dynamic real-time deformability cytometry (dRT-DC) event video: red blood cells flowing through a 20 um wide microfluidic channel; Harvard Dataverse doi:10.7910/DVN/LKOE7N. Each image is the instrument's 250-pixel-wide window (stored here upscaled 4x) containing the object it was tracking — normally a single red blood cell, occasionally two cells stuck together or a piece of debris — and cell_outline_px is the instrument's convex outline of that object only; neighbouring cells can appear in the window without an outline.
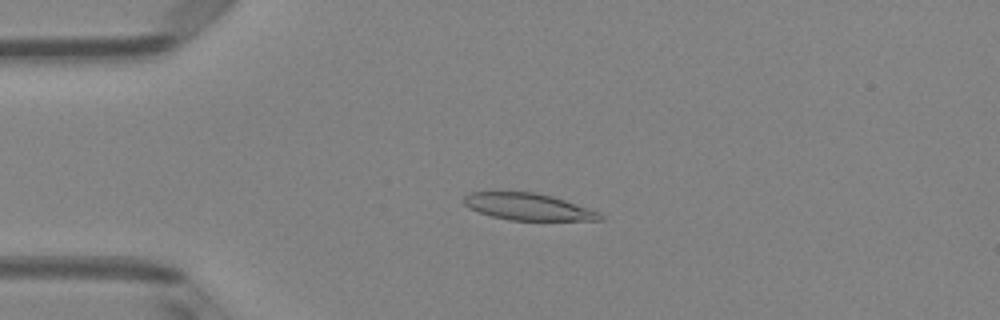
{"species": "Egyptian fruit bat (a non-hibernating species)", "species_latin": "Rousettus aegyptiacus", "temperature_condition": "room temperature", "stored_images_in_passage": 50, "camera_frame_rate_fps": 3000, "um_per_image_px": 0.085, "animal": {"sex": "female"}, "frame": {"image": 1, "passage_image": 12, "time_ms": 3.667, "image_size_px": [1000, 320], "cell_outline_px": [[604, 220], [508, 220], [492, 216], [468, 208], [464, 204], [464, 196], [468, 192], [536, 192], [552, 196], [600, 212], [604, 216]], "centroid_in_image_um": [44.89, 17.57], "position_along_channel_um": 40.1, "area_um2": 21.21}}
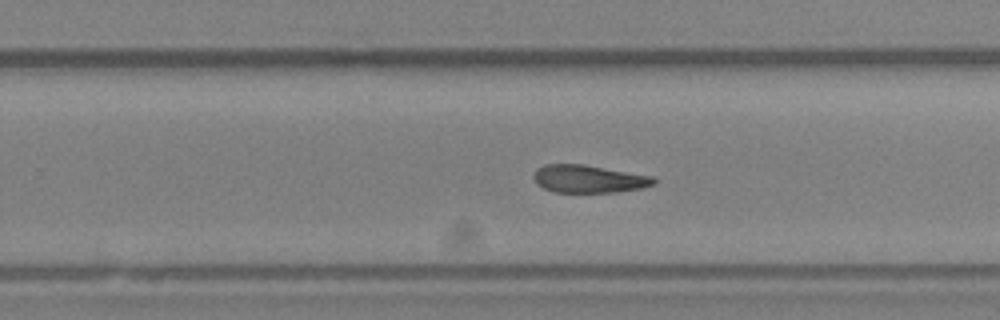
{"frame": {"image": 2, "passage_image": 32, "time_ms": 10.333, "image_size_px": [1000, 320], "cell_outline_px": [[656, 184], [644, 188], [616, 192], [556, 192], [544, 188], [536, 184], [532, 176], [532, 172], [536, 168], [544, 164], [584, 164], [656, 176]], "centroid_in_image_um": [50.06, 15.19], "position_along_channel_um": 279.7, "area_um2": 19.88}}
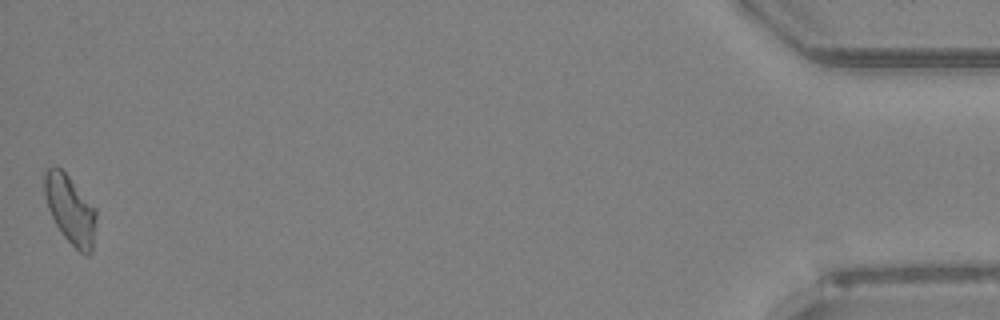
{"frame": {"image": 3, "passage_image": 50, "time_ms": 16.333, "image_size_px": [1000, 320], "cell_outline_px": [[96, 216], [92, 252], [88, 256], [80, 252], [60, 232], [48, 208], [44, 192], [44, 168], [52, 164], [56, 164], [68, 176], [96, 208]], "centroid_in_image_um": [5.95, 17.77], "position_along_channel_um": 429.2, "area_um2": 20.69}, "authors_computed_cell_mechanics": {"area_um2": 20.6346, "velocity_mm_per_s": 4.0355, "shape_relaxation_time_tau1_ms": null, "shape_relaxation_time_tau2_ms": 8.0025, "deformation_change_tau1": null, "deformation_change_tau2": 0.1788}}